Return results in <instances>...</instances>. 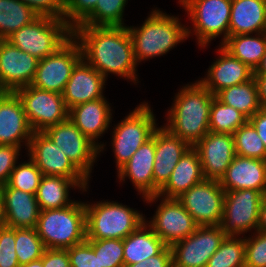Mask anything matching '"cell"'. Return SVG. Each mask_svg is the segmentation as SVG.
Instances as JSON below:
<instances>
[{"label": "cell", "mask_w": 266, "mask_h": 267, "mask_svg": "<svg viewBox=\"0 0 266 267\" xmlns=\"http://www.w3.org/2000/svg\"><path fill=\"white\" fill-rule=\"evenodd\" d=\"M82 58L107 78L108 73L136 81L133 43L126 26H85L73 29ZM80 40V41H79Z\"/></svg>", "instance_id": "obj_1"}, {"label": "cell", "mask_w": 266, "mask_h": 267, "mask_svg": "<svg viewBox=\"0 0 266 267\" xmlns=\"http://www.w3.org/2000/svg\"><path fill=\"white\" fill-rule=\"evenodd\" d=\"M168 111L167 128L191 147L209 132V118L214 95L199 81L183 86Z\"/></svg>", "instance_id": "obj_2"}, {"label": "cell", "mask_w": 266, "mask_h": 267, "mask_svg": "<svg viewBox=\"0 0 266 267\" xmlns=\"http://www.w3.org/2000/svg\"><path fill=\"white\" fill-rule=\"evenodd\" d=\"M179 19L159 10H153L140 28L127 27L130 33L136 63L164 55L188 38L191 30Z\"/></svg>", "instance_id": "obj_3"}, {"label": "cell", "mask_w": 266, "mask_h": 267, "mask_svg": "<svg viewBox=\"0 0 266 267\" xmlns=\"http://www.w3.org/2000/svg\"><path fill=\"white\" fill-rule=\"evenodd\" d=\"M36 231L49 249H68L87 240L85 203L40 210Z\"/></svg>", "instance_id": "obj_4"}, {"label": "cell", "mask_w": 266, "mask_h": 267, "mask_svg": "<svg viewBox=\"0 0 266 267\" xmlns=\"http://www.w3.org/2000/svg\"><path fill=\"white\" fill-rule=\"evenodd\" d=\"M87 240L125 239L145 222L143 214L117 202L85 204Z\"/></svg>", "instance_id": "obj_5"}, {"label": "cell", "mask_w": 266, "mask_h": 267, "mask_svg": "<svg viewBox=\"0 0 266 267\" xmlns=\"http://www.w3.org/2000/svg\"><path fill=\"white\" fill-rule=\"evenodd\" d=\"M73 36V29L64 21L38 16L6 40L20 50L41 60L56 52Z\"/></svg>", "instance_id": "obj_6"}, {"label": "cell", "mask_w": 266, "mask_h": 267, "mask_svg": "<svg viewBox=\"0 0 266 267\" xmlns=\"http://www.w3.org/2000/svg\"><path fill=\"white\" fill-rule=\"evenodd\" d=\"M157 128L156 120L148 103L140 104L125 117L113 131V150L119 170L132 155L152 137Z\"/></svg>", "instance_id": "obj_7"}, {"label": "cell", "mask_w": 266, "mask_h": 267, "mask_svg": "<svg viewBox=\"0 0 266 267\" xmlns=\"http://www.w3.org/2000/svg\"><path fill=\"white\" fill-rule=\"evenodd\" d=\"M193 21L198 44H206L224 34L221 45L229 36L232 0H179Z\"/></svg>", "instance_id": "obj_8"}, {"label": "cell", "mask_w": 266, "mask_h": 267, "mask_svg": "<svg viewBox=\"0 0 266 267\" xmlns=\"http://www.w3.org/2000/svg\"><path fill=\"white\" fill-rule=\"evenodd\" d=\"M261 191L241 189L226 191L223 216L219 224L225 236H240L252 228L257 231L260 205L264 198Z\"/></svg>", "instance_id": "obj_9"}, {"label": "cell", "mask_w": 266, "mask_h": 267, "mask_svg": "<svg viewBox=\"0 0 266 267\" xmlns=\"http://www.w3.org/2000/svg\"><path fill=\"white\" fill-rule=\"evenodd\" d=\"M15 93L21 99L33 132H43L68 119L69 110L61 93L41 90L32 85L21 87Z\"/></svg>", "instance_id": "obj_10"}, {"label": "cell", "mask_w": 266, "mask_h": 267, "mask_svg": "<svg viewBox=\"0 0 266 267\" xmlns=\"http://www.w3.org/2000/svg\"><path fill=\"white\" fill-rule=\"evenodd\" d=\"M82 59L80 44L72 36L56 52L39 60L32 86L63 93L76 64Z\"/></svg>", "instance_id": "obj_11"}, {"label": "cell", "mask_w": 266, "mask_h": 267, "mask_svg": "<svg viewBox=\"0 0 266 267\" xmlns=\"http://www.w3.org/2000/svg\"><path fill=\"white\" fill-rule=\"evenodd\" d=\"M30 159L42 175L62 176L74 180L86 191L88 178L44 132H33L29 142Z\"/></svg>", "instance_id": "obj_12"}, {"label": "cell", "mask_w": 266, "mask_h": 267, "mask_svg": "<svg viewBox=\"0 0 266 267\" xmlns=\"http://www.w3.org/2000/svg\"><path fill=\"white\" fill-rule=\"evenodd\" d=\"M225 237L219 225L198 226L187 238L170 246L173 267H206Z\"/></svg>", "instance_id": "obj_13"}, {"label": "cell", "mask_w": 266, "mask_h": 267, "mask_svg": "<svg viewBox=\"0 0 266 267\" xmlns=\"http://www.w3.org/2000/svg\"><path fill=\"white\" fill-rule=\"evenodd\" d=\"M225 191L217 180L204 179L177 200L193 217L198 226L219 225L223 216Z\"/></svg>", "instance_id": "obj_14"}, {"label": "cell", "mask_w": 266, "mask_h": 267, "mask_svg": "<svg viewBox=\"0 0 266 267\" xmlns=\"http://www.w3.org/2000/svg\"><path fill=\"white\" fill-rule=\"evenodd\" d=\"M89 179L99 148L68 118L43 131Z\"/></svg>", "instance_id": "obj_15"}, {"label": "cell", "mask_w": 266, "mask_h": 267, "mask_svg": "<svg viewBox=\"0 0 266 267\" xmlns=\"http://www.w3.org/2000/svg\"><path fill=\"white\" fill-rule=\"evenodd\" d=\"M155 213L148 225L167 246L187 238L198 227L177 199L163 198Z\"/></svg>", "instance_id": "obj_16"}, {"label": "cell", "mask_w": 266, "mask_h": 267, "mask_svg": "<svg viewBox=\"0 0 266 267\" xmlns=\"http://www.w3.org/2000/svg\"><path fill=\"white\" fill-rule=\"evenodd\" d=\"M193 148L199 155L204 179L208 180L220 181L236 156L232 134L209 131Z\"/></svg>", "instance_id": "obj_17"}, {"label": "cell", "mask_w": 266, "mask_h": 267, "mask_svg": "<svg viewBox=\"0 0 266 267\" xmlns=\"http://www.w3.org/2000/svg\"><path fill=\"white\" fill-rule=\"evenodd\" d=\"M39 59L9 41L0 44V84L7 92L31 85Z\"/></svg>", "instance_id": "obj_18"}, {"label": "cell", "mask_w": 266, "mask_h": 267, "mask_svg": "<svg viewBox=\"0 0 266 267\" xmlns=\"http://www.w3.org/2000/svg\"><path fill=\"white\" fill-rule=\"evenodd\" d=\"M190 147L186 141L172 134L167 128L155 129L154 195H158L176 164Z\"/></svg>", "instance_id": "obj_19"}, {"label": "cell", "mask_w": 266, "mask_h": 267, "mask_svg": "<svg viewBox=\"0 0 266 267\" xmlns=\"http://www.w3.org/2000/svg\"><path fill=\"white\" fill-rule=\"evenodd\" d=\"M32 134L21 99L15 92H6L0 99V145L21 147L23 139L28 148Z\"/></svg>", "instance_id": "obj_20"}, {"label": "cell", "mask_w": 266, "mask_h": 267, "mask_svg": "<svg viewBox=\"0 0 266 267\" xmlns=\"http://www.w3.org/2000/svg\"><path fill=\"white\" fill-rule=\"evenodd\" d=\"M106 78L83 58L73 68L62 97L68 110L76 105L103 98Z\"/></svg>", "instance_id": "obj_21"}, {"label": "cell", "mask_w": 266, "mask_h": 267, "mask_svg": "<svg viewBox=\"0 0 266 267\" xmlns=\"http://www.w3.org/2000/svg\"><path fill=\"white\" fill-rule=\"evenodd\" d=\"M219 182L225 192L254 189L266 195V160L236 155Z\"/></svg>", "instance_id": "obj_22"}, {"label": "cell", "mask_w": 266, "mask_h": 267, "mask_svg": "<svg viewBox=\"0 0 266 267\" xmlns=\"http://www.w3.org/2000/svg\"><path fill=\"white\" fill-rule=\"evenodd\" d=\"M203 180L204 176L199 155L193 147H190L178 161L170 178L159 190L158 195L149 196L144 199L147 203L157 201V198L161 196L166 199H177Z\"/></svg>", "instance_id": "obj_23"}, {"label": "cell", "mask_w": 266, "mask_h": 267, "mask_svg": "<svg viewBox=\"0 0 266 267\" xmlns=\"http://www.w3.org/2000/svg\"><path fill=\"white\" fill-rule=\"evenodd\" d=\"M221 55L208 69L207 78L199 82L214 96L221 90L244 83L254 76V71L246 64L233 57L222 46Z\"/></svg>", "instance_id": "obj_24"}, {"label": "cell", "mask_w": 266, "mask_h": 267, "mask_svg": "<svg viewBox=\"0 0 266 267\" xmlns=\"http://www.w3.org/2000/svg\"><path fill=\"white\" fill-rule=\"evenodd\" d=\"M111 109L105 97L76 105L69 109L68 118L98 148L104 144L95 142L108 129L112 119Z\"/></svg>", "instance_id": "obj_25"}, {"label": "cell", "mask_w": 266, "mask_h": 267, "mask_svg": "<svg viewBox=\"0 0 266 267\" xmlns=\"http://www.w3.org/2000/svg\"><path fill=\"white\" fill-rule=\"evenodd\" d=\"M155 159V131L152 137L147 140L132 155L130 160L126 162L119 170L118 177L125 181V177H129L132 183L143 197L154 195L153 167Z\"/></svg>", "instance_id": "obj_26"}, {"label": "cell", "mask_w": 266, "mask_h": 267, "mask_svg": "<svg viewBox=\"0 0 266 267\" xmlns=\"http://www.w3.org/2000/svg\"><path fill=\"white\" fill-rule=\"evenodd\" d=\"M6 227L36 228L39 217V206L36 194L9 187H1Z\"/></svg>", "instance_id": "obj_27"}, {"label": "cell", "mask_w": 266, "mask_h": 267, "mask_svg": "<svg viewBox=\"0 0 266 267\" xmlns=\"http://www.w3.org/2000/svg\"><path fill=\"white\" fill-rule=\"evenodd\" d=\"M266 32V0H232L229 36Z\"/></svg>", "instance_id": "obj_28"}, {"label": "cell", "mask_w": 266, "mask_h": 267, "mask_svg": "<svg viewBox=\"0 0 266 267\" xmlns=\"http://www.w3.org/2000/svg\"><path fill=\"white\" fill-rule=\"evenodd\" d=\"M166 246L145 221L123 239L124 266L144 262L158 255Z\"/></svg>", "instance_id": "obj_29"}, {"label": "cell", "mask_w": 266, "mask_h": 267, "mask_svg": "<svg viewBox=\"0 0 266 267\" xmlns=\"http://www.w3.org/2000/svg\"><path fill=\"white\" fill-rule=\"evenodd\" d=\"M255 35L256 37H252L250 34L228 36L221 45L233 57L246 64L253 71L260 65L266 53V32Z\"/></svg>", "instance_id": "obj_30"}, {"label": "cell", "mask_w": 266, "mask_h": 267, "mask_svg": "<svg viewBox=\"0 0 266 267\" xmlns=\"http://www.w3.org/2000/svg\"><path fill=\"white\" fill-rule=\"evenodd\" d=\"M76 186L79 187L72 179L43 175L36 193L39 209H59L73 204L74 201L68 199V193L69 188Z\"/></svg>", "instance_id": "obj_31"}, {"label": "cell", "mask_w": 266, "mask_h": 267, "mask_svg": "<svg viewBox=\"0 0 266 267\" xmlns=\"http://www.w3.org/2000/svg\"><path fill=\"white\" fill-rule=\"evenodd\" d=\"M215 97L241 112L247 119L261 109L258 86L254 76L244 83L219 91Z\"/></svg>", "instance_id": "obj_32"}, {"label": "cell", "mask_w": 266, "mask_h": 267, "mask_svg": "<svg viewBox=\"0 0 266 267\" xmlns=\"http://www.w3.org/2000/svg\"><path fill=\"white\" fill-rule=\"evenodd\" d=\"M39 15L20 0H0V35L6 40Z\"/></svg>", "instance_id": "obj_33"}, {"label": "cell", "mask_w": 266, "mask_h": 267, "mask_svg": "<svg viewBox=\"0 0 266 267\" xmlns=\"http://www.w3.org/2000/svg\"><path fill=\"white\" fill-rule=\"evenodd\" d=\"M248 119L238 110L219 101L215 96L212 100L209 118V131L232 134Z\"/></svg>", "instance_id": "obj_34"}, {"label": "cell", "mask_w": 266, "mask_h": 267, "mask_svg": "<svg viewBox=\"0 0 266 267\" xmlns=\"http://www.w3.org/2000/svg\"><path fill=\"white\" fill-rule=\"evenodd\" d=\"M239 238L226 236L206 267H245V238Z\"/></svg>", "instance_id": "obj_35"}, {"label": "cell", "mask_w": 266, "mask_h": 267, "mask_svg": "<svg viewBox=\"0 0 266 267\" xmlns=\"http://www.w3.org/2000/svg\"><path fill=\"white\" fill-rule=\"evenodd\" d=\"M127 0H98L94 10L79 24L85 26H124Z\"/></svg>", "instance_id": "obj_36"}, {"label": "cell", "mask_w": 266, "mask_h": 267, "mask_svg": "<svg viewBox=\"0 0 266 267\" xmlns=\"http://www.w3.org/2000/svg\"><path fill=\"white\" fill-rule=\"evenodd\" d=\"M45 250L36 228H15V251L19 265L41 258Z\"/></svg>", "instance_id": "obj_37"}, {"label": "cell", "mask_w": 266, "mask_h": 267, "mask_svg": "<svg viewBox=\"0 0 266 267\" xmlns=\"http://www.w3.org/2000/svg\"><path fill=\"white\" fill-rule=\"evenodd\" d=\"M236 155L266 160V148L253 125L247 121L234 133Z\"/></svg>", "instance_id": "obj_38"}, {"label": "cell", "mask_w": 266, "mask_h": 267, "mask_svg": "<svg viewBox=\"0 0 266 267\" xmlns=\"http://www.w3.org/2000/svg\"><path fill=\"white\" fill-rule=\"evenodd\" d=\"M29 160V162L15 166L6 184L11 188L36 194L43 175L36 164L31 159Z\"/></svg>", "instance_id": "obj_39"}, {"label": "cell", "mask_w": 266, "mask_h": 267, "mask_svg": "<svg viewBox=\"0 0 266 267\" xmlns=\"http://www.w3.org/2000/svg\"><path fill=\"white\" fill-rule=\"evenodd\" d=\"M98 255L100 267H124L123 239L86 240Z\"/></svg>", "instance_id": "obj_40"}, {"label": "cell", "mask_w": 266, "mask_h": 267, "mask_svg": "<svg viewBox=\"0 0 266 267\" xmlns=\"http://www.w3.org/2000/svg\"><path fill=\"white\" fill-rule=\"evenodd\" d=\"M245 239V267H266V232Z\"/></svg>", "instance_id": "obj_41"}, {"label": "cell", "mask_w": 266, "mask_h": 267, "mask_svg": "<svg viewBox=\"0 0 266 267\" xmlns=\"http://www.w3.org/2000/svg\"><path fill=\"white\" fill-rule=\"evenodd\" d=\"M98 0H65L64 21L74 29L95 8Z\"/></svg>", "instance_id": "obj_42"}, {"label": "cell", "mask_w": 266, "mask_h": 267, "mask_svg": "<svg viewBox=\"0 0 266 267\" xmlns=\"http://www.w3.org/2000/svg\"><path fill=\"white\" fill-rule=\"evenodd\" d=\"M71 267H100L98 255L94 249L84 241L67 249Z\"/></svg>", "instance_id": "obj_43"}, {"label": "cell", "mask_w": 266, "mask_h": 267, "mask_svg": "<svg viewBox=\"0 0 266 267\" xmlns=\"http://www.w3.org/2000/svg\"><path fill=\"white\" fill-rule=\"evenodd\" d=\"M0 267H20L15 251V228L0 229Z\"/></svg>", "instance_id": "obj_44"}, {"label": "cell", "mask_w": 266, "mask_h": 267, "mask_svg": "<svg viewBox=\"0 0 266 267\" xmlns=\"http://www.w3.org/2000/svg\"><path fill=\"white\" fill-rule=\"evenodd\" d=\"M32 8L39 16L63 19L65 0H20Z\"/></svg>", "instance_id": "obj_45"}, {"label": "cell", "mask_w": 266, "mask_h": 267, "mask_svg": "<svg viewBox=\"0 0 266 267\" xmlns=\"http://www.w3.org/2000/svg\"><path fill=\"white\" fill-rule=\"evenodd\" d=\"M20 148L14 145H0V188L6 185L15 168Z\"/></svg>", "instance_id": "obj_46"}, {"label": "cell", "mask_w": 266, "mask_h": 267, "mask_svg": "<svg viewBox=\"0 0 266 267\" xmlns=\"http://www.w3.org/2000/svg\"><path fill=\"white\" fill-rule=\"evenodd\" d=\"M43 267H71L67 249H49L42 256Z\"/></svg>", "instance_id": "obj_47"}, {"label": "cell", "mask_w": 266, "mask_h": 267, "mask_svg": "<svg viewBox=\"0 0 266 267\" xmlns=\"http://www.w3.org/2000/svg\"><path fill=\"white\" fill-rule=\"evenodd\" d=\"M124 267H173L170 246H166L158 255L152 256L144 262L125 265Z\"/></svg>", "instance_id": "obj_48"}, {"label": "cell", "mask_w": 266, "mask_h": 267, "mask_svg": "<svg viewBox=\"0 0 266 267\" xmlns=\"http://www.w3.org/2000/svg\"><path fill=\"white\" fill-rule=\"evenodd\" d=\"M248 121L256 129L257 134L261 138L266 148V109L258 110Z\"/></svg>", "instance_id": "obj_49"}, {"label": "cell", "mask_w": 266, "mask_h": 267, "mask_svg": "<svg viewBox=\"0 0 266 267\" xmlns=\"http://www.w3.org/2000/svg\"><path fill=\"white\" fill-rule=\"evenodd\" d=\"M258 86L259 102L266 109V74H254Z\"/></svg>", "instance_id": "obj_50"}, {"label": "cell", "mask_w": 266, "mask_h": 267, "mask_svg": "<svg viewBox=\"0 0 266 267\" xmlns=\"http://www.w3.org/2000/svg\"><path fill=\"white\" fill-rule=\"evenodd\" d=\"M257 230L261 232H266V195L264 196L260 205L259 222Z\"/></svg>", "instance_id": "obj_51"}, {"label": "cell", "mask_w": 266, "mask_h": 267, "mask_svg": "<svg viewBox=\"0 0 266 267\" xmlns=\"http://www.w3.org/2000/svg\"><path fill=\"white\" fill-rule=\"evenodd\" d=\"M4 227H6V218H5L2 191H1V188H0V229H2Z\"/></svg>", "instance_id": "obj_52"}, {"label": "cell", "mask_w": 266, "mask_h": 267, "mask_svg": "<svg viewBox=\"0 0 266 267\" xmlns=\"http://www.w3.org/2000/svg\"><path fill=\"white\" fill-rule=\"evenodd\" d=\"M254 74H266V53L264 54L260 65L254 71Z\"/></svg>", "instance_id": "obj_53"}, {"label": "cell", "mask_w": 266, "mask_h": 267, "mask_svg": "<svg viewBox=\"0 0 266 267\" xmlns=\"http://www.w3.org/2000/svg\"><path fill=\"white\" fill-rule=\"evenodd\" d=\"M20 267H43L42 257L27 264L20 265Z\"/></svg>", "instance_id": "obj_54"}, {"label": "cell", "mask_w": 266, "mask_h": 267, "mask_svg": "<svg viewBox=\"0 0 266 267\" xmlns=\"http://www.w3.org/2000/svg\"><path fill=\"white\" fill-rule=\"evenodd\" d=\"M7 91L2 87V85L0 84V99L2 98V96L6 93Z\"/></svg>", "instance_id": "obj_55"}, {"label": "cell", "mask_w": 266, "mask_h": 267, "mask_svg": "<svg viewBox=\"0 0 266 267\" xmlns=\"http://www.w3.org/2000/svg\"><path fill=\"white\" fill-rule=\"evenodd\" d=\"M4 39L1 37V35H0V44L2 43V41H3Z\"/></svg>", "instance_id": "obj_56"}]
</instances>
